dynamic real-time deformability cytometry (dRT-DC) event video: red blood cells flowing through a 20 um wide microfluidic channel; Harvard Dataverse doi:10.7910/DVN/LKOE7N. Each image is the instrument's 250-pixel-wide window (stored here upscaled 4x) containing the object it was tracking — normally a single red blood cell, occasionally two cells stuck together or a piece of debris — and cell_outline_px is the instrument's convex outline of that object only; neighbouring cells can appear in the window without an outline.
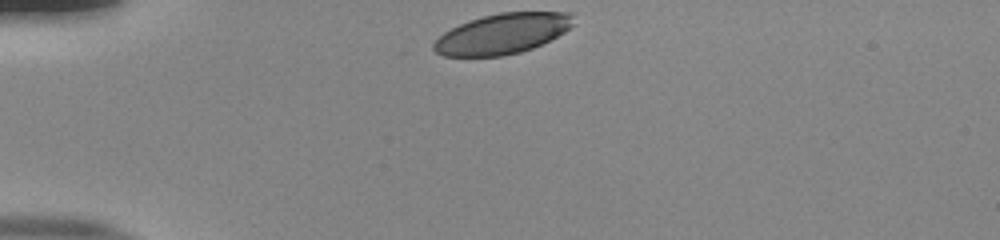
{"species": "human", "species_latin": "Homo sapiens", "temperature_condition": "room temperature", "stored_images_in_passage": 32, "camera_frame_rate_fps": 3000, "um_per_image_px": 0.085, "donor": {"sex": "male"}, "frame": {"image": 1, "passage_image": 1, "time_ms": 0.0, "image_size_px": [1000, 240], "cell_outline_px": [[576, 24], [564, 32], [532, 48], [520, 52], [500, 56], [444, 56], [436, 52], [432, 48], [432, 44], [444, 32], [468, 20], [500, 12], [568, 12], [572, 16]], "centroid_in_image_um": [42.7, 2.86], "position_along_channel_um": 42.3, "area_um2": 32.66}}
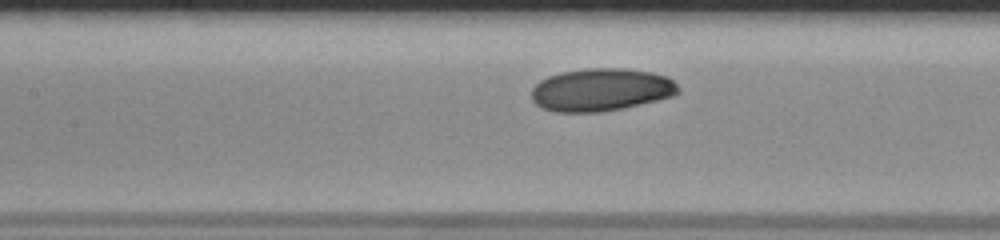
{"frame": {"image": 2, "passage_image": 13, "time_ms": 4.0, "image_size_px": [1000, 240], "cell_outline_px": [[680, 92], [672, 96], [656, 100], [620, 108], [600, 112], [556, 112], [544, 108], [536, 104], [532, 100], [532, 88], [540, 80], [548, 76], [560, 72], [588, 68], [624, 68], [652, 72], [664, 76], [672, 80], [680, 88]], "centroid_in_image_um": [51.07, 7.62], "position_along_channel_um": 156.3, "area_um2": 36.36}}
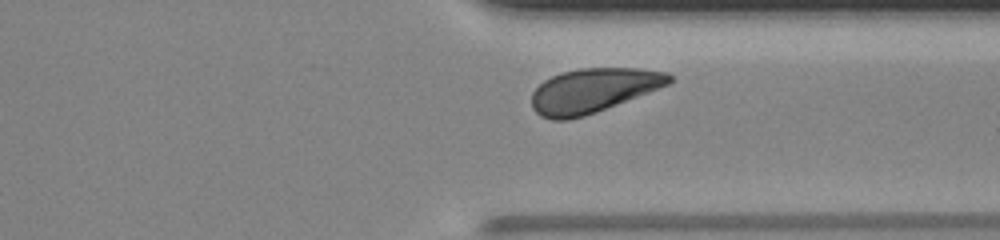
{"frame": {"image": 3, "passage_image": 29, "time_ms": 9.333, "image_size_px": [1000, 240], "cell_outline_px": [[672, 80], [668, 84], [648, 92], [596, 112], [584, 116], [568, 120], [552, 120], [540, 116], [532, 108], [532, 92], [544, 80], [560, 72], [580, 68], [636, 68], [668, 72], [672, 76]], "centroid_in_image_um": [50.38, 7.69], "position_along_channel_um": 361.0, "area_um2": 35.32}, "authors_computed_cell_mechanics": {"area_um2": 35.6337, "velocity_mm_per_s": 3.8303, "shape_relaxation_time_tau1_ms": 4.2593, "shape_relaxation_time_tau2_ms": null, "deformation_change_tau1": 0.1073, "deformation_change_tau2": null}}